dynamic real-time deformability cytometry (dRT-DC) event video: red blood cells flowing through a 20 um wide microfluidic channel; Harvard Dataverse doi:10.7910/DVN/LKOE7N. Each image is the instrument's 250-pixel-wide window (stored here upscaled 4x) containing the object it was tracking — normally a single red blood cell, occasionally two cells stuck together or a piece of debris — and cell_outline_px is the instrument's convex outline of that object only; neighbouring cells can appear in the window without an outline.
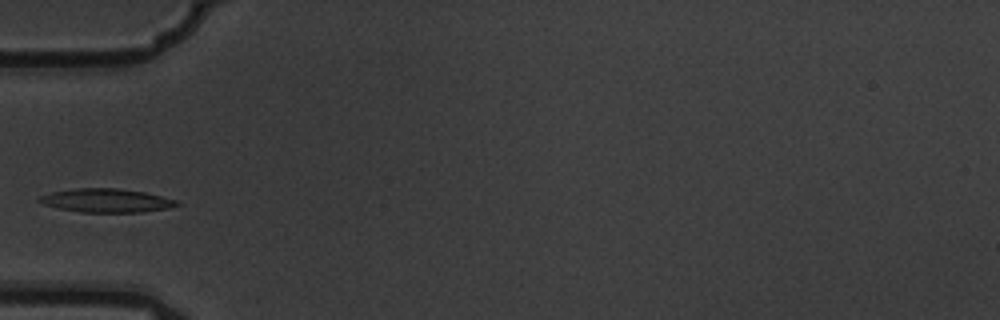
{"species": "common noctule bat (a hibernating species)", "species_latin": "Nyctalus noctula", "temperature_condition": "warm", "stored_images_in_passage": 3, "camera_frame_rate_fps": 3000, "um_per_image_px": 0.085, "animal": {"sex": "male", "body_mass_g": 19.5, "forearm_length_mm": 54.6}, "frame": {"image": 1, "passage_image": 3, "time_ms": 0.667, "image_size_px": [1000, 320], "cell_outline_px": [[184, 204], [168, 208], [140, 212], [80, 212], [60, 208], [44, 204], [36, 200], [40, 196], [52, 192], [76, 188], [116, 188], [144, 192], [176, 200]], "centroid_in_image_um": [9.06, 17.04], "position_along_channel_um": 75.9, "area_um2": 18.79}}